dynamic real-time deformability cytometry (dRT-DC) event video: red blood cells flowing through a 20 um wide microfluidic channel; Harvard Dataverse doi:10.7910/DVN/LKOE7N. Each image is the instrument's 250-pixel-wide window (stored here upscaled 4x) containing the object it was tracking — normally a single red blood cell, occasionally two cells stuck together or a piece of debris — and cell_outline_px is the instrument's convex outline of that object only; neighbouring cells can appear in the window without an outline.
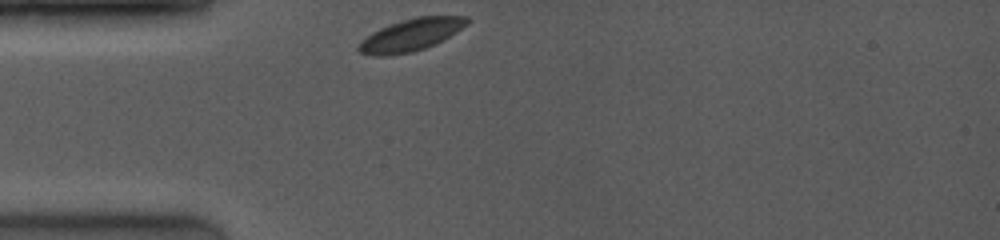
{"species": "common noctule bat (a hibernating species)", "species_latin": "Nyctalus noctula", "temperature_condition": "room temperature", "stored_images_in_passage": 7, "camera_frame_rate_fps": 4000, "um_per_image_px": 0.085, "animal": {"sex": "female", "body_mass_g": 19.0, "forearm_length_mm": 53.3}, "frame": {"image": 1, "passage_image": 1, "time_ms": 0.0, "image_size_px": [1000, 240], "cell_outline_px": [[472, 20], [468, 24], [456, 32], [436, 44], [412, 52], [384, 56], [376, 56], [360, 52], [356, 48], [372, 32], [388, 24], [416, 16], [468, 16]], "centroid_in_image_um": [34.98, 2.95], "position_along_channel_um": 50.0, "area_um2": 20.29}}